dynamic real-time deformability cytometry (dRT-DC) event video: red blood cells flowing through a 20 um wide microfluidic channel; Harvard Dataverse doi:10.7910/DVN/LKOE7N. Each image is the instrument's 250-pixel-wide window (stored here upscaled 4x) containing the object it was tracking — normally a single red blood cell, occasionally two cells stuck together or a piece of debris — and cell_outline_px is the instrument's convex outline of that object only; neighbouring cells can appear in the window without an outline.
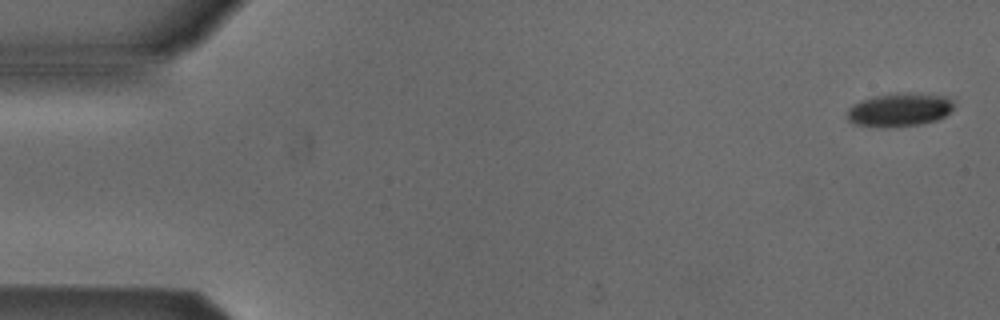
{"species": "Egyptian fruit bat (a non-hibernating species)", "species_latin": "Rousettus aegyptiacus", "temperature_condition": "cold", "stored_images_in_passage": 5, "camera_frame_rate_fps": 3000, "um_per_image_px": 0.085, "animal": {"sex": "male"}, "frame": {"image": 1, "passage_image": 1, "time_ms": 0.0, "image_size_px": [1000, 320], "cell_outline_px": [[952, 108], [944, 116], [936, 120], [920, 124], [888, 128], [852, 124], [848, 120], [848, 108], [852, 104], [860, 100], [876, 96], [944, 96], [952, 100]], "centroid_in_image_um": [76.36, 9.41], "position_along_channel_um": 8.6, "area_um2": 19.71}}
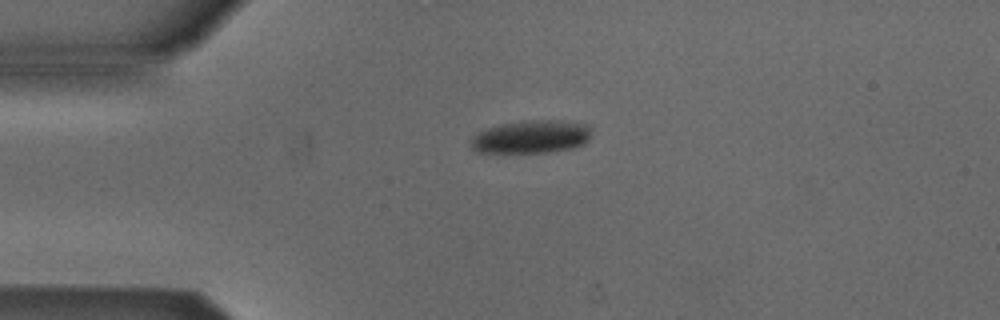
{"frame": {"image": 2, "passage_image": 4, "time_ms": 3.667, "image_size_px": [1000, 320], "cell_outline_px": [[588, 140], [584, 144], [572, 148], [548, 152], [476, 152], [472, 148], [472, 136], [488, 128], [500, 124], [524, 120], [560, 120], [588, 124]], "centroid_in_image_um": [45.15, 11.62], "position_along_channel_um": 39.8, "area_um2": 22.95}}